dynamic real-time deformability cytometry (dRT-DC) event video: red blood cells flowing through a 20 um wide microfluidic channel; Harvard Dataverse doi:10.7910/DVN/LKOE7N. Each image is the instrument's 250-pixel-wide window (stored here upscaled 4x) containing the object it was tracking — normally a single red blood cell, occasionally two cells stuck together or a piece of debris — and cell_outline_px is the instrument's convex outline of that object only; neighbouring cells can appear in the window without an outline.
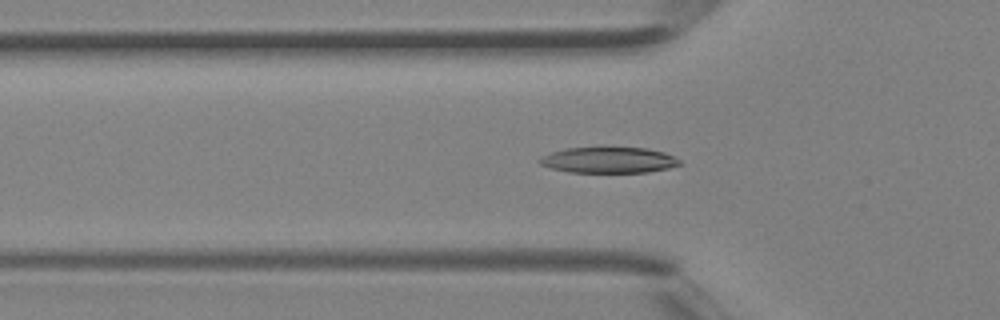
{"species": "Egyptian fruit bat (a non-hibernating species)", "species_latin": "Rousettus aegyptiacus", "temperature_condition": "room temperature", "stored_images_in_passage": 40, "camera_frame_rate_fps": 3000, "um_per_image_px": 0.085, "animal": {"sex": "female"}, "frame": {"image": 1, "passage_image": 13, "time_ms": 4.0, "image_size_px": [1000, 320], "cell_outline_px": [[684, 164], [668, 168], [648, 172], [568, 172], [552, 168], [540, 164], [536, 160], [540, 156], [564, 148], [648, 148], [664, 152], [676, 156]], "centroid_in_image_um": [51.76, 13.6], "position_along_channel_um": 74.0, "area_um2": 21.21}}
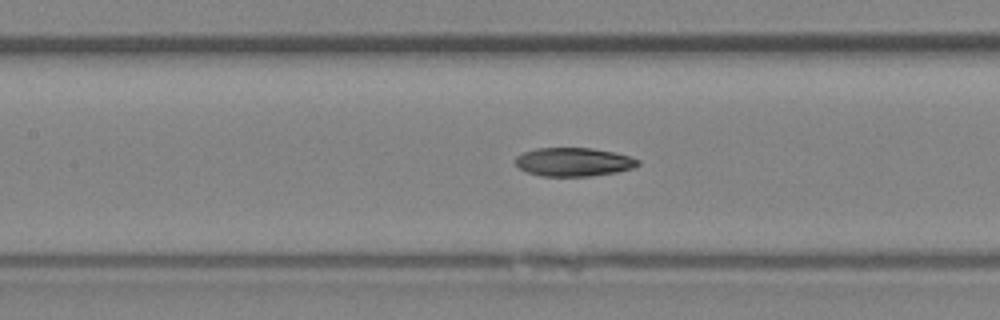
{"frame": {"image": 2, "passage_image": 18, "time_ms": 5.667, "image_size_px": [1000, 320], "cell_outline_px": [[640, 164], [632, 168], [616, 172], [592, 176], [540, 176], [528, 172], [520, 168], [512, 160], [516, 156], [524, 152], [536, 148], [592, 148], [616, 152], [640, 160]], "centroid_in_image_um": [48.74, 13.76], "position_along_channel_um": 158.7, "area_um2": 20.52}}
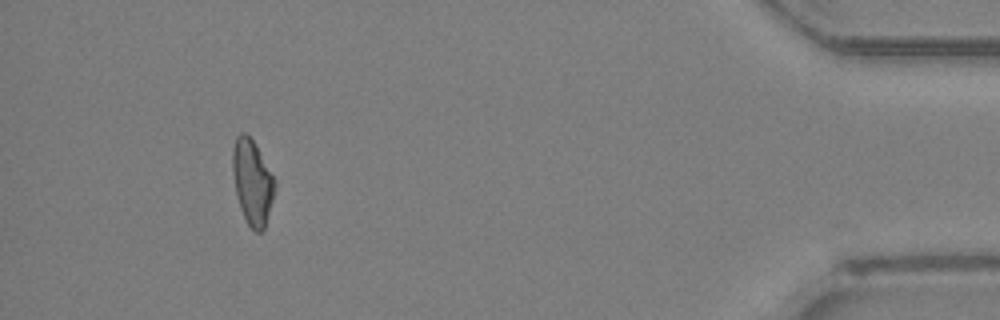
{"frame": {"image": 3, "passage_image": 37, "time_ms": 12.0, "image_size_px": [1000, 320], "cell_outline_px": [[276, 184], [272, 200], [264, 228], [260, 232], [256, 232], [248, 224], [240, 208], [236, 192], [232, 172], [232, 148], [236, 136], [240, 132], [244, 132], [256, 144], [276, 180]], "centroid_in_image_um": [21.44, 15.43], "position_along_channel_um": 413.8, "area_um2": 20.81}}